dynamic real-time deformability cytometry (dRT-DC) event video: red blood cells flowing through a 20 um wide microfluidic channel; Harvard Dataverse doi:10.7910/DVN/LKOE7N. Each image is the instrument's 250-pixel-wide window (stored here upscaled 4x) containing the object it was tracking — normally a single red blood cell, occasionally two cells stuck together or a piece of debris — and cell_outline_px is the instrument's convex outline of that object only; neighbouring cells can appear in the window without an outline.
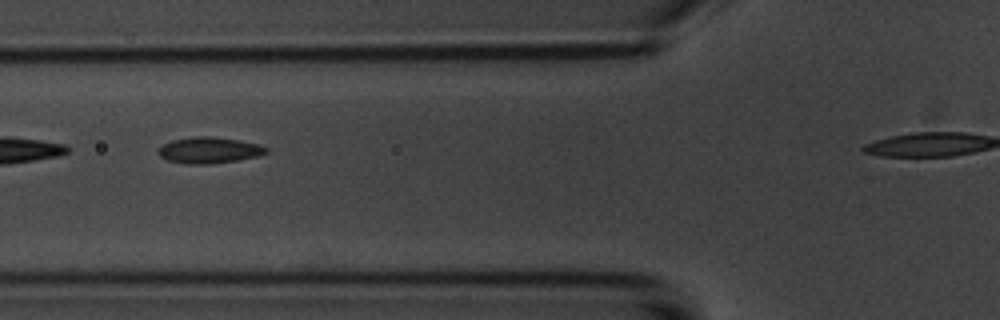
{"species": "common noctule bat (a hibernating species)", "species_latin": "Nyctalus noctula", "temperature_condition": "room temperature", "stored_images_in_passage": 13, "camera_frame_rate_fps": 3000, "um_per_image_px": 0.085, "animal": {"sex": "male", "body_mass_g": 20.1, "forearm_length_mm": 53.5}, "frame": {"image": 1, "passage_image": 6, "time_ms": 6.333, "image_size_px": [1000, 320], "cell_outline_px": [[268, 152], [256, 156], [236, 160], [208, 164], [188, 164], [168, 160], [160, 156], [156, 152], [164, 144], [172, 140], [196, 136], [212, 136], [240, 140], [260, 144], [268, 148]], "centroid_in_image_um": [17.78, 12.76], "position_along_channel_um": 108.0, "area_um2": 16.36}}
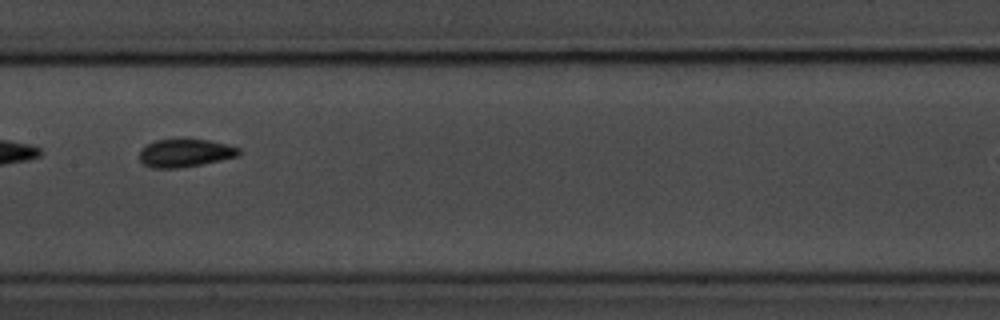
{"frame": {"image": 2, "passage_image": 8, "time_ms": 8.667, "image_size_px": [1000, 320], "cell_outline_px": [[240, 152], [236, 156], [220, 160], [200, 164], [176, 168], [152, 168], [144, 164], [140, 160], [140, 148], [156, 140], [184, 136], [188, 136], [228, 144], [240, 148]], "centroid_in_image_um": [15.71, 12.95], "position_along_channel_um": 191.7, "area_um2": 16.7}}